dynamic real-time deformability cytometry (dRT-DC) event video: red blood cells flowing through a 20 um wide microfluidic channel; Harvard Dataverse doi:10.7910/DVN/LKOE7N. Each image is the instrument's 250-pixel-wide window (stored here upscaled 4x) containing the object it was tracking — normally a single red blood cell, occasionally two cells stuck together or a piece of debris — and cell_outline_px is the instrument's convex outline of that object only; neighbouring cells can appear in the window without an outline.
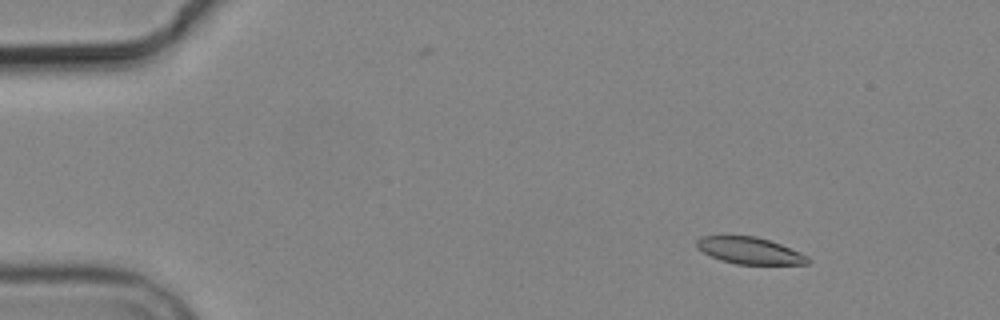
{"species": "common noctule bat (a hibernating species)", "species_latin": "Nyctalus noctula", "temperature_condition": "cold", "stored_images_in_passage": 5, "camera_frame_rate_fps": 3000, "um_per_image_px": 0.085, "animal": {"sex": "male", "body_mass_g": 19.2, "forearm_length_mm": 51.8}, "frame": {"image": 1, "passage_image": 3, "time_ms": 2.333, "image_size_px": [1000, 320], "cell_outline_px": [[812, 260], [808, 264], [736, 264], [720, 260], [696, 248], [696, 240], [700, 236], [756, 236], [780, 244], [800, 252], [808, 256]], "centroid_in_image_um": [63.73, 21.3], "position_along_channel_um": 21.3, "area_um2": 17.28}}